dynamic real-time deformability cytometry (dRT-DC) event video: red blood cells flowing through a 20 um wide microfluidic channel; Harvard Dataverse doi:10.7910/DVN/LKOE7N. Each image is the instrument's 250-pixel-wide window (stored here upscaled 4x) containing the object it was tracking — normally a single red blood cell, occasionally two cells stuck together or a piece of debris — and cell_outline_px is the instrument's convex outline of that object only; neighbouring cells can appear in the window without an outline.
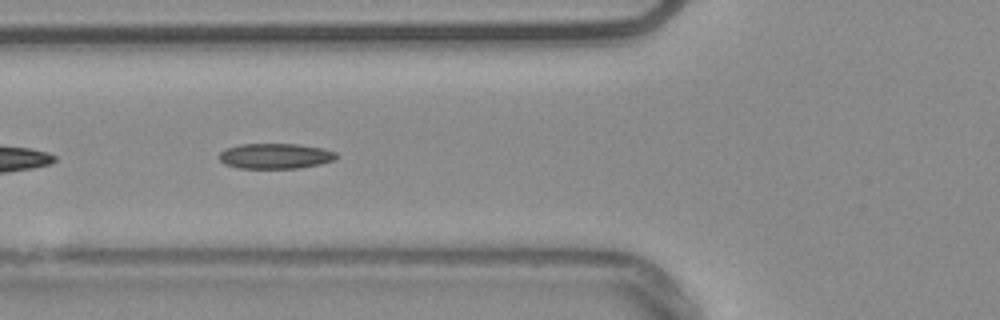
{"species": "common noctule bat (a hibernating species)", "species_latin": "Nyctalus noctula", "temperature_condition": "warm", "stored_images_in_passage": 16, "camera_frame_rate_fps": 3000, "um_per_image_px": 0.085, "animal": {"sex": "male", "body_mass_g": 20.4}, "frame": {"image": 1, "passage_image": 5, "time_ms": 1.333, "image_size_px": [1000, 320], "cell_outline_px": [[336, 160], [320, 164], [300, 168], [236, 168], [224, 164], [220, 160], [220, 152], [224, 148], [240, 144], [296, 144], [324, 148], [336, 152]], "centroid_in_image_um": [23.39, 13.26], "position_along_channel_um": 102.4, "area_um2": 17.46}}